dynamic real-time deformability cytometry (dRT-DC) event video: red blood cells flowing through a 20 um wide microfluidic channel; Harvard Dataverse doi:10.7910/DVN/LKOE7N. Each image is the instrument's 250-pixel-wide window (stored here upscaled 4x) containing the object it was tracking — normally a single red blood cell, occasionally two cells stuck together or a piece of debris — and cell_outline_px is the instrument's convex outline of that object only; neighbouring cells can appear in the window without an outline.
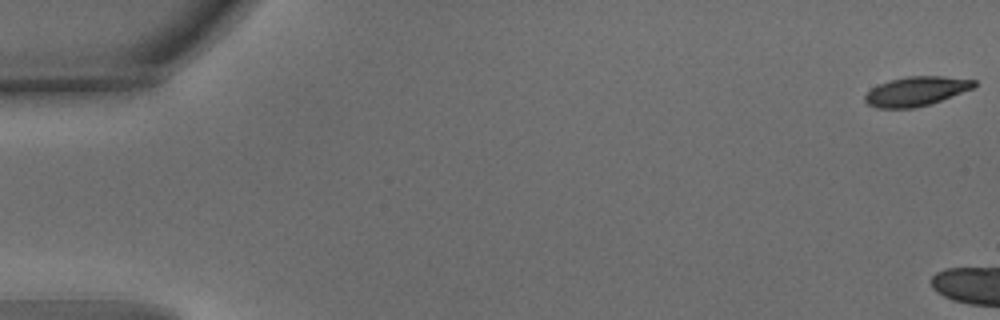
{"species": "common noctule bat (a hibernating species)", "species_latin": "Nyctalus noctula", "temperature_condition": "warm", "stored_images_in_passage": 5, "camera_frame_rate_fps": 3000, "um_per_image_px": 0.085, "animal": {"sex": "male", "body_mass_g": 15.6}, "frame": {"image": 1, "passage_image": 1, "time_ms": 0.0, "image_size_px": [1000, 320], "cell_outline_px": [[976, 84], [972, 88], [940, 100], [928, 104], [912, 108], [876, 108], [868, 104], [864, 100], [864, 96], [872, 88], [880, 84], [892, 80], [908, 76], [944, 76], [976, 80]], "centroid_in_image_um": [77.85, 7.75], "position_along_channel_um": 7.1, "area_um2": 18.26}}